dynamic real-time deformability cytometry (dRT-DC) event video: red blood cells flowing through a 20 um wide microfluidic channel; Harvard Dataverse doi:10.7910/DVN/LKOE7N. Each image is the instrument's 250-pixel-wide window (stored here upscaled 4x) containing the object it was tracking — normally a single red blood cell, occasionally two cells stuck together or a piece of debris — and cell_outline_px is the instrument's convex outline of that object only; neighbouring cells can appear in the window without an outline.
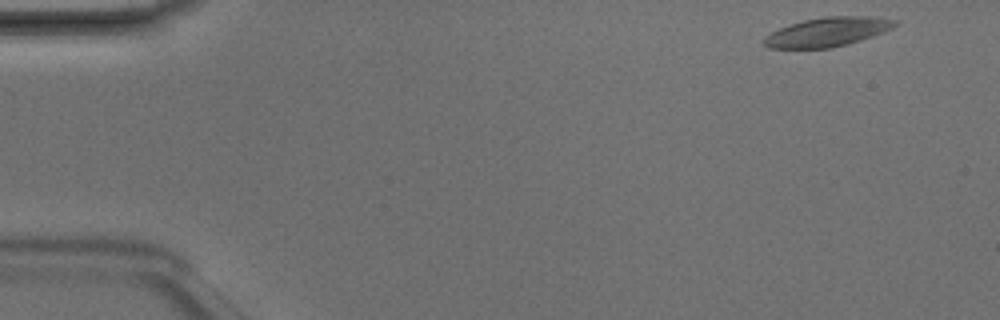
{"species": "Egyptian fruit bat (a non-hibernating species)", "species_latin": "Rousettus aegyptiacus", "temperature_condition": "room temperature", "stored_images_in_passage": 4, "camera_frame_rate_fps": 3000, "um_per_image_px": 0.085, "animal": {"sex": "male"}, "frame": {"image": 1, "passage_image": 1, "time_ms": 0.0, "image_size_px": [1000, 320], "cell_outline_px": [[896, 24], [892, 28], [872, 36], [848, 44], [828, 48], [768, 48], [764, 44], [764, 36], [780, 28], [804, 20], [824, 16], [872, 16], [896, 20]], "centroid_in_image_um": [70.33, 2.71], "position_along_channel_um": 14.7, "area_um2": 21.96}}